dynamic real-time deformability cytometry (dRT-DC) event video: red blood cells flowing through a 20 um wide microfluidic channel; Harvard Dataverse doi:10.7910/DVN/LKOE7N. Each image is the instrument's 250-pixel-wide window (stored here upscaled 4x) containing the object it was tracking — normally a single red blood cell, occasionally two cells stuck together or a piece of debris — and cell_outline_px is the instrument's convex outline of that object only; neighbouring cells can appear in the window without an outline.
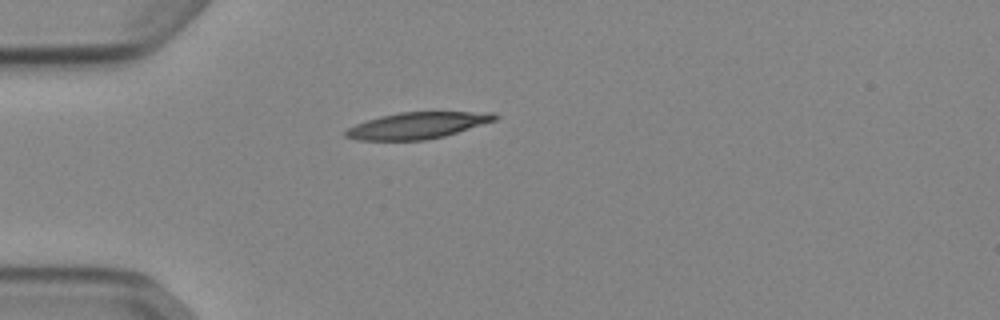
{"species": "Egyptian fruit bat (a non-hibernating species)", "species_latin": "Rousettus aegyptiacus", "temperature_condition": "cold", "stored_images_in_passage": 39, "camera_frame_rate_fps": 3000, "um_per_image_px": 0.085, "animal": {"sex": "female"}, "frame": {"image": 1, "passage_image": 1, "time_ms": 0.0, "image_size_px": [1000, 320], "cell_outline_px": [[500, 116], [496, 120], [444, 136], [424, 140], [356, 140], [344, 136], [344, 132], [348, 128], [356, 124], [380, 116], [400, 112], [496, 112]], "centroid_in_image_um": [35.49, 10.66], "position_along_channel_um": 49.5, "area_um2": 22.89}}
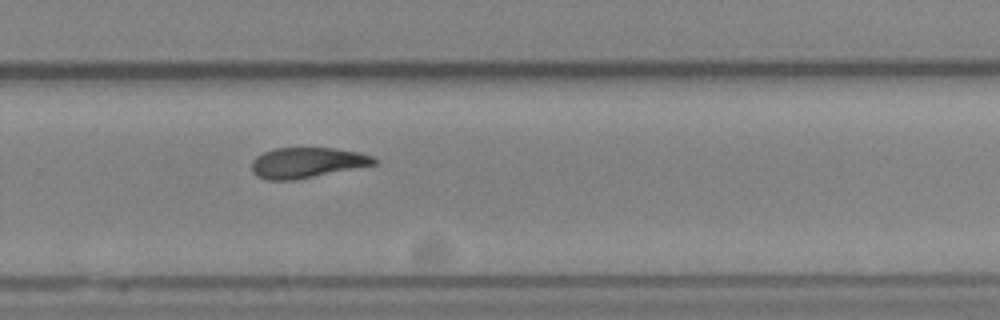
{"frame": {"image": 2, "passage_image": 22, "time_ms": 7.0, "image_size_px": [1000, 320], "cell_outline_px": [[376, 164], [292, 180], [264, 180], [256, 176], [252, 172], [252, 160], [256, 156], [272, 148], [332, 148], [360, 152], [372, 156], [376, 160]], "centroid_in_image_um": [26.04, 13.82], "position_along_channel_um": 303.8, "area_um2": 21.56}}
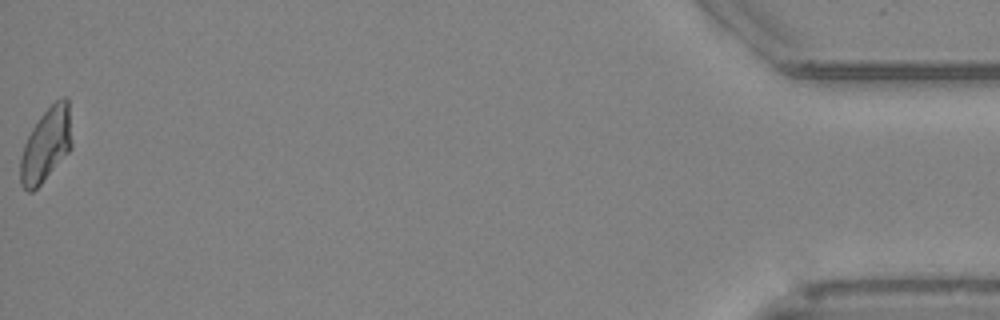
{"frame": {"image": 3, "passage_image": 39, "time_ms": 12.667, "image_size_px": [1000, 320], "cell_outline_px": [[72, 148], [40, 184], [32, 192], [28, 192], [20, 184], [20, 160], [24, 144], [32, 128], [40, 116], [60, 96], [68, 96], [72, 144]], "centroid_in_image_um": [3.92, 12.28], "position_along_channel_um": 431.3, "area_um2": 22.02}, "authors_computed_cell_mechanics": {"area_um2": 22.4264, "velocity_mm_per_s": 3.8788, "shape_relaxation_time_tau1_ms": null, "shape_relaxation_time_tau2_ms": 3.3808, "deformation_change_tau1": null, "deformation_change_tau2": 0.1072}}